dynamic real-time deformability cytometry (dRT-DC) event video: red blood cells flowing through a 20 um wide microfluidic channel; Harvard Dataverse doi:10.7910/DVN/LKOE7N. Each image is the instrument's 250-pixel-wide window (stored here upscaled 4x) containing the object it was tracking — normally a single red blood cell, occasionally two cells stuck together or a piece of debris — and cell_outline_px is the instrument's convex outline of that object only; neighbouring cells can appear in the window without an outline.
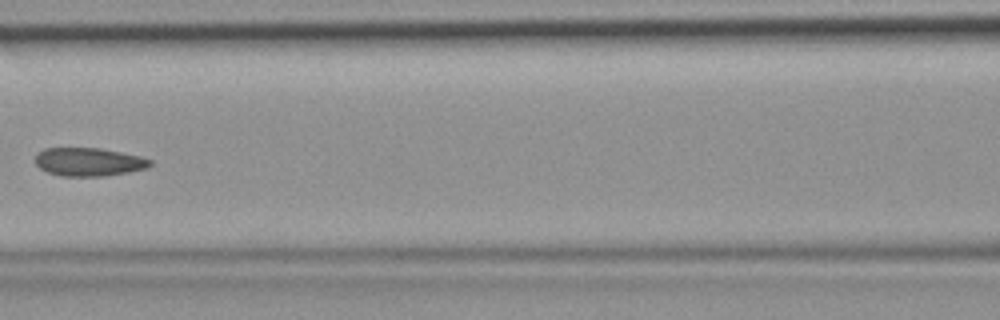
{"species": "common noctule bat (a hibernating species)", "species_latin": "Nyctalus noctula", "temperature_condition": "room temperature", "stored_images_in_passage": 5, "camera_frame_rate_fps": 3000, "um_per_image_px": 0.085, "animal": {"sex": "female", "body_mass_g": 19.9}, "frame": {"image": 1, "passage_image": 5, "time_ms": 1.333, "image_size_px": [1000, 320], "cell_outline_px": [[152, 164], [148, 168], [128, 172], [104, 176], [60, 176], [48, 172], [40, 168], [36, 164], [36, 156], [44, 148], [100, 148], [140, 156], [152, 160]], "centroid_in_image_um": [7.57, 13.76], "position_along_channel_um": 159.0, "area_um2": 18.9}}